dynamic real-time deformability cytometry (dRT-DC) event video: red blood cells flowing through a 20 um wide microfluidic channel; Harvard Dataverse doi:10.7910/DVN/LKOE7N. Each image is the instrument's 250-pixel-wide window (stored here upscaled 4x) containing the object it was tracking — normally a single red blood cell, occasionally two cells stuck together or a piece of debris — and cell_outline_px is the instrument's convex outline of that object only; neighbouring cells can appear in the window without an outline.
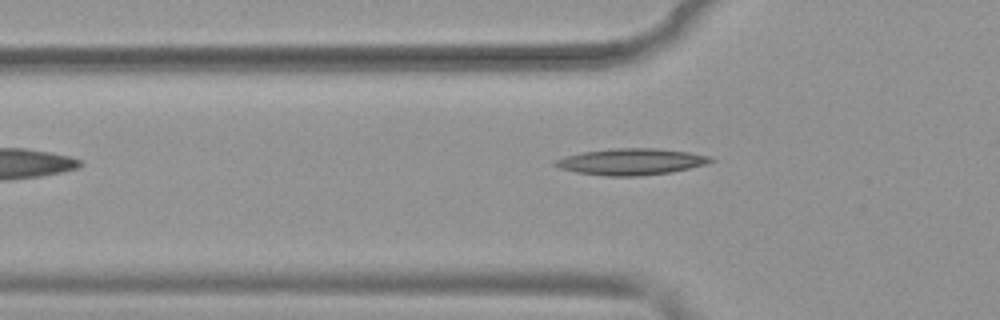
{"species": "common noctule bat (a hibernating species)", "species_latin": "Nyctalus noctula", "temperature_condition": "warm", "stored_images_in_passage": 36, "camera_frame_rate_fps": 3000, "um_per_image_px": 0.085, "animal": {"sex": "female", "body_mass_g": 19.9}, "frame": {"image": 1, "passage_image": 4, "time_ms": 1.0, "image_size_px": [1000, 320], "cell_outline_px": [[716, 160], [704, 164], [672, 172], [636, 176], [604, 176], [576, 172], [560, 168], [552, 164], [552, 160], [564, 156], [584, 152], [612, 148], [656, 148], [688, 152], [708, 156]], "centroid_in_image_um": [53.58, 13.74], "position_along_channel_um": 72.2, "area_um2": 23.87}}
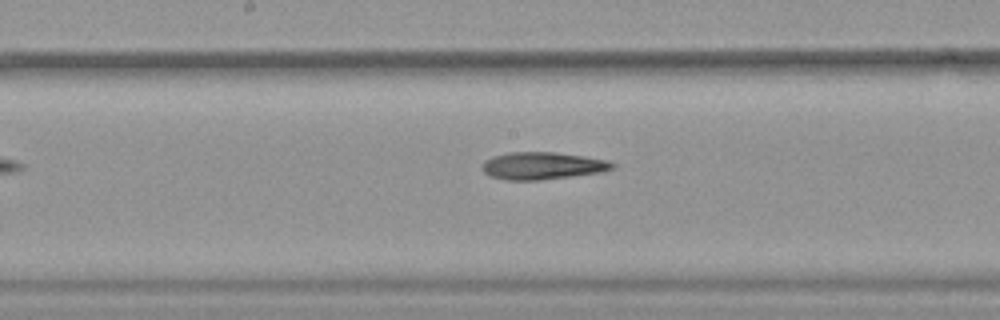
{"frame": {"image": 2, "passage_image": 14, "time_ms": 4.333, "image_size_px": [1000, 320], "cell_outline_px": [[616, 168], [600, 172], [572, 176], [540, 180], [504, 180], [492, 176], [484, 172], [484, 160], [492, 156], [508, 152], [552, 152], [584, 156], [604, 160], [616, 164]], "centroid_in_image_um": [46.11, 14.09], "position_along_channel_um": 202.1, "area_um2": 20.58}}
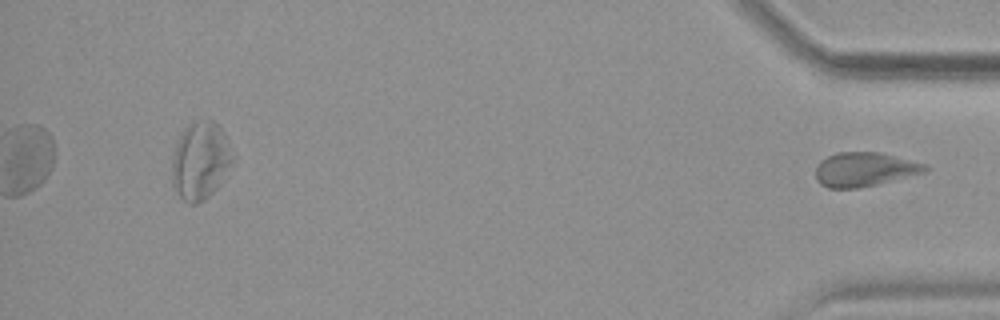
{"frame": {"image": 3, "passage_image": 36, "time_ms": 11.667, "image_size_px": [1000, 320], "cell_outline_px": [[928, 168], [924, 172], [876, 184], [856, 188], [828, 188], [820, 184], [816, 180], [816, 168], [820, 160], [828, 156], [840, 152], [880, 152], [924, 164]], "centroid_in_image_um": [73.42, 14.4], "position_along_channel_um": 361.8, "area_um2": 21.39}}